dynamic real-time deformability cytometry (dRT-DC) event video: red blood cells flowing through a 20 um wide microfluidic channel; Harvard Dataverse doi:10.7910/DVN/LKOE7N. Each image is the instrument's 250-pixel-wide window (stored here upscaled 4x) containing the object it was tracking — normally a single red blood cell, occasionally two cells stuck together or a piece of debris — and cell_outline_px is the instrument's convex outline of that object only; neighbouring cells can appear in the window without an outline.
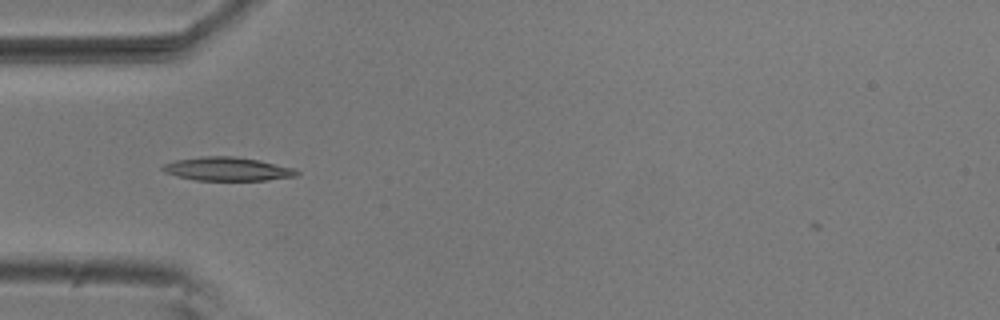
{"species": "common noctule bat (a hibernating species)", "species_latin": "Nyctalus noctula", "temperature_condition": "room temperature", "stored_images_in_passage": 37, "camera_frame_rate_fps": 3000, "um_per_image_px": 0.085, "animal": {"sex": "male", "body_mass_g": 20.5, "forearm_length_mm": 52.5}, "frame": {"image": 1, "passage_image": 1, "time_ms": 0.0, "image_size_px": [1000, 320], "cell_outline_px": [[300, 172], [296, 176], [268, 180], [196, 180], [176, 176], [164, 172], [160, 168], [164, 164], [176, 160], [200, 156], [232, 156], [260, 160], [296, 168]], "centroid_in_image_um": [19.35, 14.36], "position_along_channel_um": 65.7, "area_um2": 18.55}}
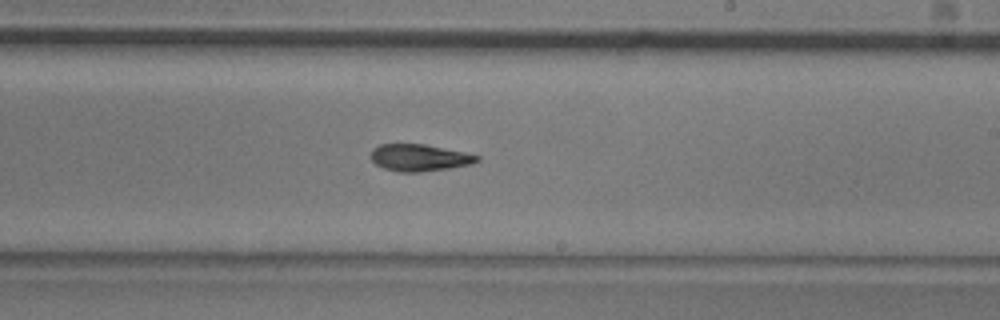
{"frame": {"image": 2, "passage_image": 16, "time_ms": 5.0, "image_size_px": [1000, 320], "cell_outline_px": [[480, 160], [472, 164], [448, 168], [420, 172], [400, 172], [384, 168], [376, 164], [372, 160], [372, 148], [380, 144], [424, 144], [464, 152], [480, 156]], "centroid_in_image_um": [35.66, 13.4], "position_along_channel_um": 253.3, "area_um2": 16.53}}
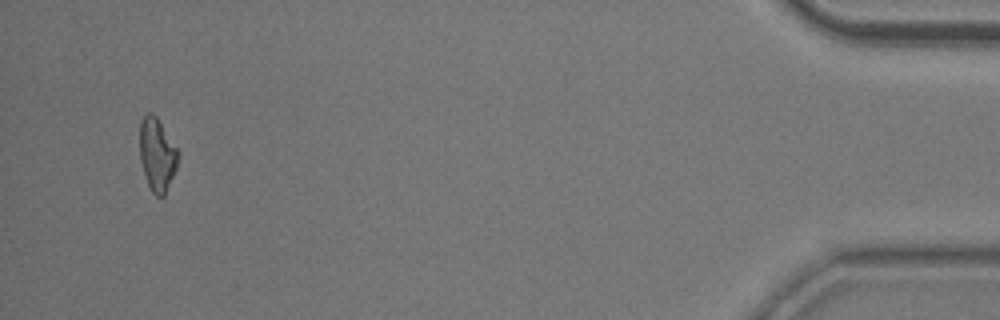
{"frame": {"image": 3, "passage_image": 36, "time_ms": 11.667, "image_size_px": [1000, 320], "cell_outline_px": [[180, 156], [176, 168], [164, 196], [156, 196], [152, 192], [148, 184], [140, 160], [140, 120], [148, 112], [152, 112], [156, 116], [180, 152]], "centroid_in_image_um": [13.36, 13.12], "position_along_channel_um": 421.8, "area_um2": 16.3}}